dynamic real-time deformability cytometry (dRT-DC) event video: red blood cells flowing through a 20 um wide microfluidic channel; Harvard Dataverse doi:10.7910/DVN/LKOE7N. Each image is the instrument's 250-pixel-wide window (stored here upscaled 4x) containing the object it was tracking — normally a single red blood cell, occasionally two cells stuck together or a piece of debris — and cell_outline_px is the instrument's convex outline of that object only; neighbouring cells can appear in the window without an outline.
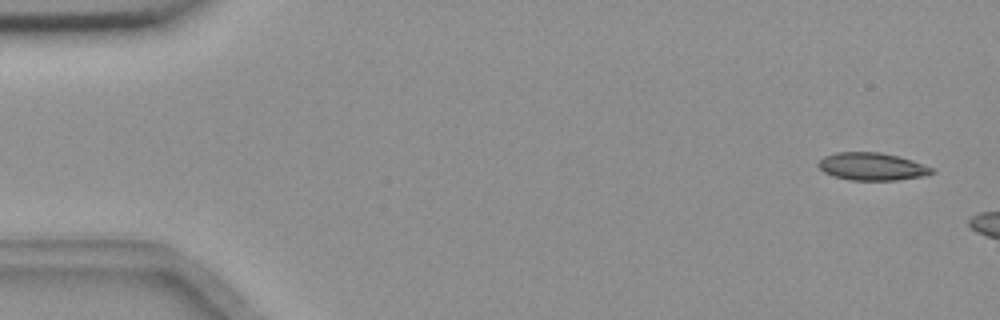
{"species": "common noctule bat (a hibernating species)", "species_latin": "Nyctalus noctula", "temperature_condition": "room temperature", "stored_images_in_passage": 16, "camera_frame_rate_fps": 3000, "um_per_image_px": 0.085, "animal": {"sex": "female", "body_mass_g": 18.4}, "frame": {"image": 1, "passage_image": 3, "time_ms": 0.667, "image_size_px": [1000, 320], "cell_outline_px": [[936, 172], [928, 176], [896, 180], [852, 180], [832, 176], [824, 172], [816, 164], [824, 156], [836, 152], [880, 152], [912, 160], [936, 168]], "centroid_in_image_um": [74.17, 14.16], "position_along_channel_um": 10.8, "area_um2": 18.5}}
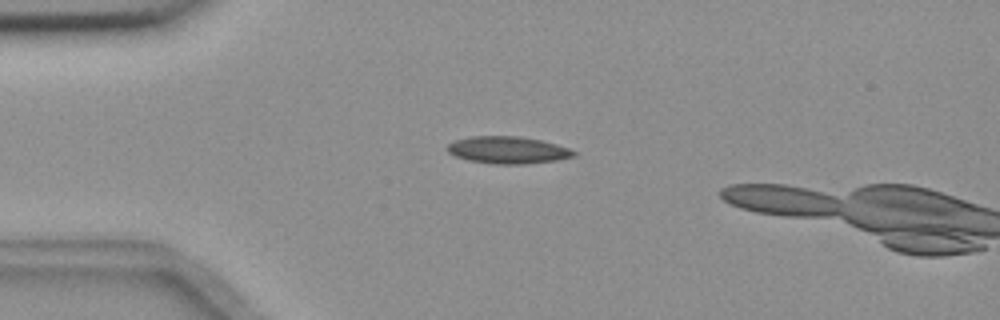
{"frame": {"image": 2, "passage_image": 14, "time_ms": 4.333, "image_size_px": [1000, 320], "cell_outline_px": [[576, 156], [556, 160], [524, 164], [496, 164], [468, 160], [456, 156], [448, 152], [448, 144], [456, 140], [472, 136], [520, 136], [540, 140], [556, 144], [568, 148], [576, 152]], "centroid_in_image_um": [43.18, 12.75], "position_along_channel_um": 41.8, "area_um2": 19.83}}